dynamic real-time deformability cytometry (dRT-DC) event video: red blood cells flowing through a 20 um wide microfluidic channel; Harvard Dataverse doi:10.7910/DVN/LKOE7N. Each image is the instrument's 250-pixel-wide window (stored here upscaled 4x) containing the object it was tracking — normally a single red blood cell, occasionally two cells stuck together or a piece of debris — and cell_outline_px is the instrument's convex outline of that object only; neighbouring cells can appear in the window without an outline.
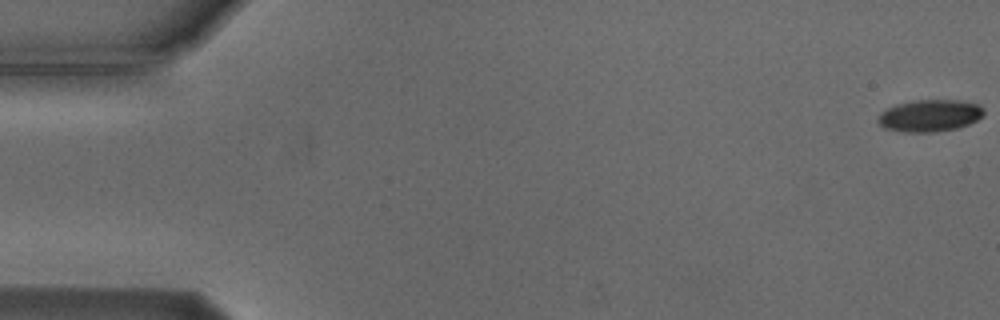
{"species": "Egyptian fruit bat (a non-hibernating species)", "species_latin": "Rousettus aegyptiacus", "temperature_condition": "cold", "stored_images_in_passage": 7, "camera_frame_rate_fps": 3000, "um_per_image_px": 0.085, "animal": {"sex": "male"}, "frame": {"image": 1, "passage_image": 1, "time_ms": 0.0, "image_size_px": [1000, 320], "cell_outline_px": [[984, 116], [968, 124], [956, 128], [936, 132], [908, 132], [884, 128], [876, 120], [880, 112], [896, 104], [916, 100], [960, 100], [980, 104], [984, 108]], "centroid_in_image_um": [79.05, 9.82], "position_along_channel_um": 6.0, "area_um2": 19.83}}
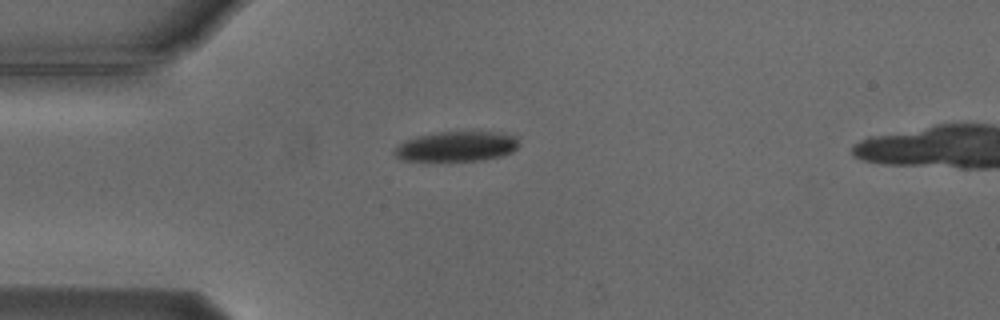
{"frame": {"image": 2, "passage_image": 5, "time_ms": 4.667, "image_size_px": [1000, 320], "cell_outline_px": [[520, 144], [512, 152], [500, 156], [480, 160], [400, 160], [392, 152], [404, 140], [416, 136], [436, 132], [496, 132], [512, 136]], "centroid_in_image_um": [38.76, 12.44], "position_along_channel_um": 46.2, "area_um2": 21.44}}
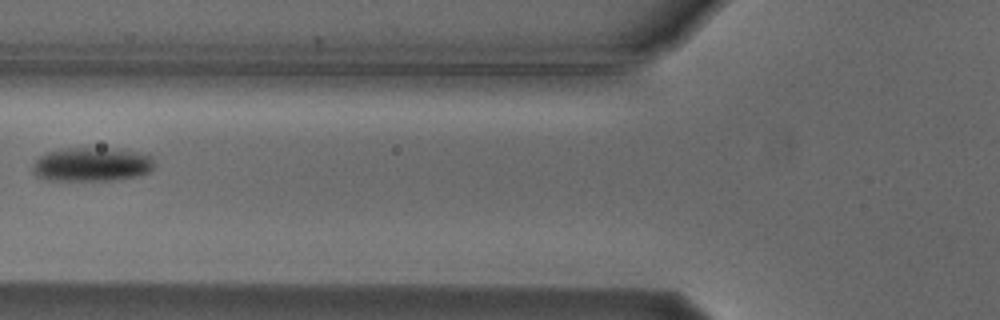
{"frame": {"image": 3, "passage_image": 7, "time_ms": 7.0, "image_size_px": [1000, 320], "cell_outline_px": [[152, 168], [148, 172], [136, 176], [112, 180], [52, 180], [36, 176], [32, 172], [32, 164], [40, 156], [48, 152], [60, 148], [116, 148], [148, 152], [152, 156]], "centroid_in_image_um": [7.81, 13.95], "position_along_channel_um": 118.0, "area_um2": 24.33}}